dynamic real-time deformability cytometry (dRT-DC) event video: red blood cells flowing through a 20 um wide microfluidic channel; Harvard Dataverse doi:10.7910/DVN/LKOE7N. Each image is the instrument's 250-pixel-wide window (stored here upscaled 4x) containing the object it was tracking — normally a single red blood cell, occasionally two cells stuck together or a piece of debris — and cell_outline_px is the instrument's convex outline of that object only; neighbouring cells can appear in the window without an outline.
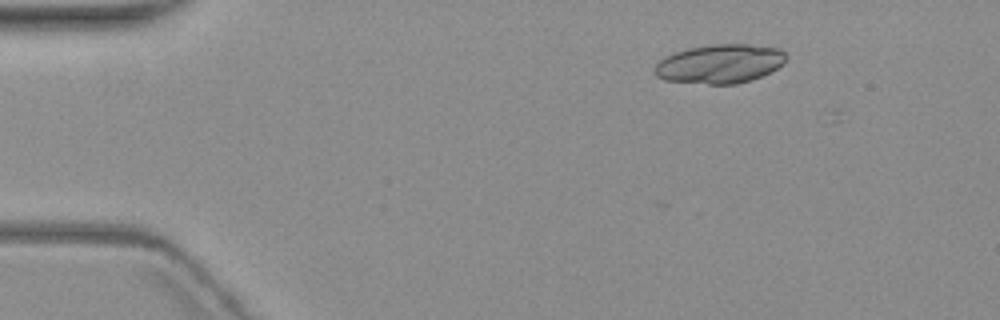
{"species": "common noctule bat (a hibernating species)", "species_latin": "Nyctalus noctula", "temperature_condition": "warm", "stored_images_in_passage": 3, "camera_frame_rate_fps": 3000, "um_per_image_px": 0.085, "animal": {"sex": "female", "body_mass_g": 19.3, "forearm_length_mm": 54.1}, "frame": {"image": 1, "passage_image": 1, "time_ms": 0.0, "image_size_px": [1000, 320], "cell_outline_px": [[788, 56], [784, 64], [752, 80], [736, 84], [708, 84], [664, 80], [656, 76], [656, 64], [664, 56], [688, 48], [712, 44], [748, 44], [780, 48]], "centroid_in_image_um": [61.21, 5.41], "position_along_channel_um": 23.8, "area_um2": 29.88}}